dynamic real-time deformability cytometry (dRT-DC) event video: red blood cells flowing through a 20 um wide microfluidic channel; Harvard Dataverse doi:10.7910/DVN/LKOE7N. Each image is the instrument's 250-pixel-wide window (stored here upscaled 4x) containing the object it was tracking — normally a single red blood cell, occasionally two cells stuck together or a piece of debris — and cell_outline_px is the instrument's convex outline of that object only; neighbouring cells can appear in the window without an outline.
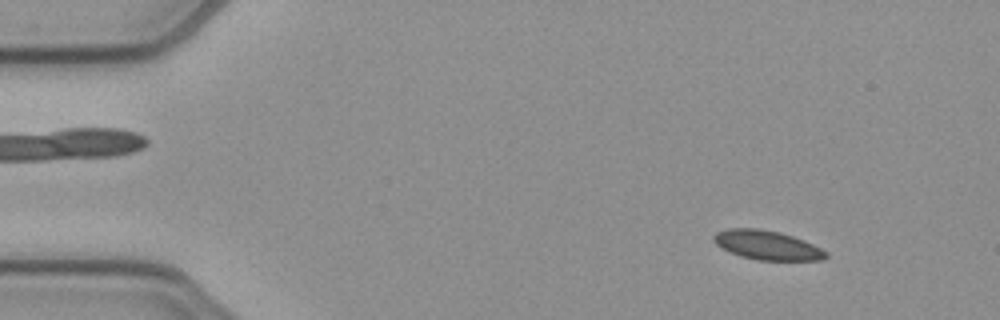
{"species": "common noctule bat (a hibernating species)", "species_latin": "Nyctalus noctula", "temperature_condition": "cold", "stored_images_in_passage": 53, "camera_frame_rate_fps": 3000, "um_per_image_px": 0.085, "animal": {"sex": "female", "body_mass_g": 21.9}, "frame": {"image": 1, "passage_image": 6, "time_ms": 1.667, "image_size_px": [1000, 320], "cell_outline_px": [[828, 256], [824, 260], [756, 260], [740, 256], [716, 244], [712, 240], [712, 236], [716, 232], [728, 228], [756, 228], [780, 232], [804, 240], [828, 252]], "centroid_in_image_um": [65.21, 20.83], "position_along_channel_um": 19.8, "area_um2": 19.07}}
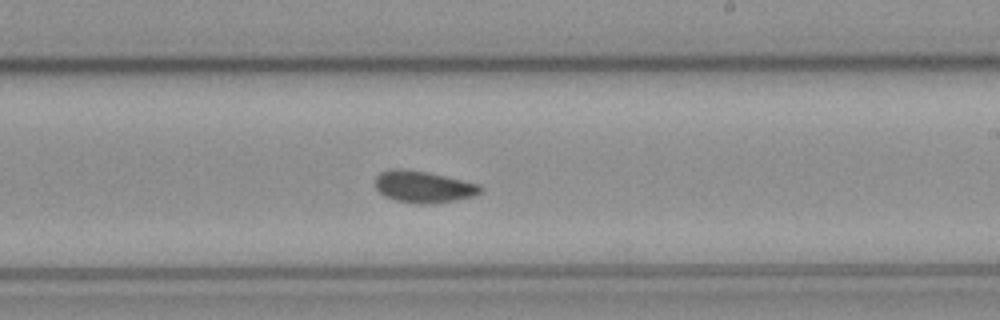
{"frame": {"image": 2, "passage_image": 31, "time_ms": 10.0, "image_size_px": [1000, 320], "cell_outline_px": [[484, 188], [480, 192], [472, 196], [456, 200], [432, 204], [416, 204], [396, 200], [384, 196], [376, 188], [376, 176], [380, 172], [388, 168], [404, 168], [428, 172], [480, 184]], "centroid_in_image_um": [35.97, 15.87], "position_along_channel_um": 253.0, "area_um2": 19.65}}
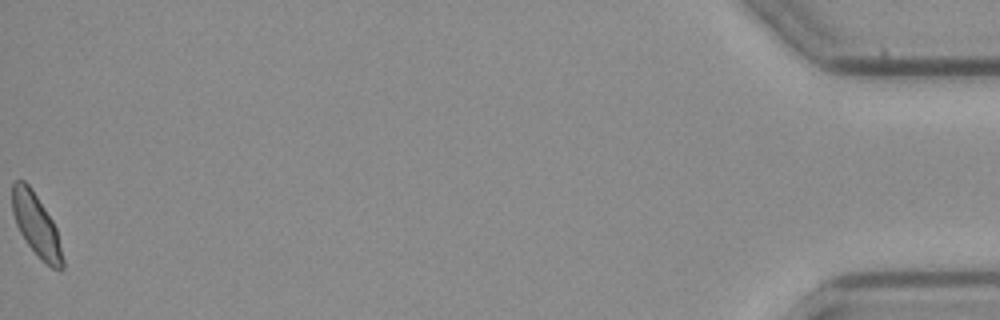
{"frame": {"image": 3, "passage_image": 53, "time_ms": 17.333, "image_size_px": [1000, 320], "cell_outline_px": [[64, 268], [52, 268], [28, 244], [20, 232], [16, 224], [12, 212], [12, 184], [16, 180], [24, 180], [28, 184], [52, 220], [56, 228], [64, 260]], "centroid_in_image_um": [3.07, 19.1], "position_along_channel_um": 432.1, "area_um2": 17.74}, "authors_computed_cell_mechanics": {"area_um2": 19.074, "velocity_mm_per_s": 3.8854, "shape_relaxation_time_tau1_ms": 5.6239, "shape_relaxation_time_tau2_ms": 4.0784, "deformation_change_tau1": 0.0841, "deformation_change_tau2": 0.0467}}